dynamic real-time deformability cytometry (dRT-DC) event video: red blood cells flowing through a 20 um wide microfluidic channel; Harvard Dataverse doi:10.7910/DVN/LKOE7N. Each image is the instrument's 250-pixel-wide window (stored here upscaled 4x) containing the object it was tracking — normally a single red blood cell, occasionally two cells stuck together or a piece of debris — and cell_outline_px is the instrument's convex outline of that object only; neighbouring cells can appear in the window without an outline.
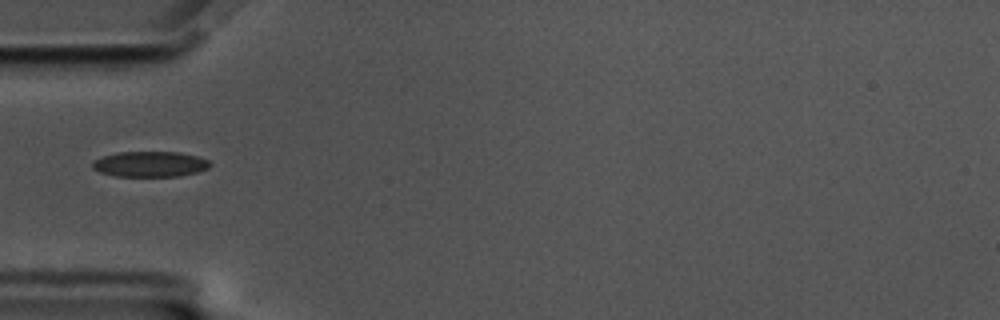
{"species": "common noctule bat (a hibernating species)", "species_latin": "Nyctalus noctula", "temperature_condition": "cold", "stored_images_in_passage": 40, "camera_frame_rate_fps": 3000, "um_per_image_px": 0.085, "animal": {"sex": "male", "body_mass_g": 17.5, "forearm_length_mm": 52.3}, "frame": {"image": 1, "passage_image": 1, "time_ms": 0.0, "image_size_px": [1000, 320], "cell_outline_px": [[212, 164], [208, 168], [196, 172], [180, 176], [116, 176], [100, 172], [92, 168], [92, 160], [116, 152], [180, 152], [196, 156], [208, 160]], "centroid_in_image_um": [12.74, 13.94], "position_along_channel_um": 72.3, "area_um2": 17.46}}